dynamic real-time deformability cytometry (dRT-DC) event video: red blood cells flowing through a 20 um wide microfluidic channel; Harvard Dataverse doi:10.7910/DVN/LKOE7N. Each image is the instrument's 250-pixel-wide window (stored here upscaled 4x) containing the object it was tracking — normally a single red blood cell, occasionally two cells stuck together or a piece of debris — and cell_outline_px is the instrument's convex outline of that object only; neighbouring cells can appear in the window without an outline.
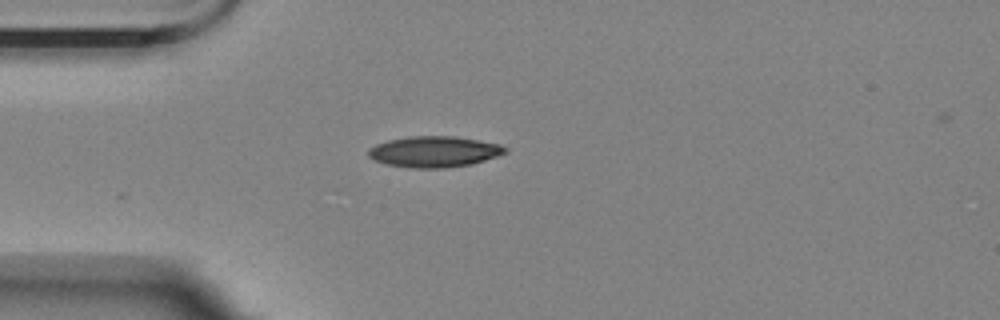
{"species": "Egyptian fruit bat (a non-hibernating species)", "species_latin": "Rousettus aegyptiacus", "temperature_condition": "room temperature", "stored_images_in_passage": 21, "camera_frame_rate_fps": 3000, "um_per_image_px": 0.085, "animal": {"sex": "female"}, "frame": {"image": 1, "passage_image": 1, "time_ms": 0.0, "image_size_px": [1000, 320], "cell_outline_px": [[508, 152], [472, 164], [444, 168], [412, 168], [388, 164], [376, 160], [368, 156], [368, 148], [376, 144], [388, 140], [408, 136], [452, 136], [500, 144], [508, 148]], "centroid_in_image_um": [36.9, 12.89], "position_along_channel_um": 48.1, "area_um2": 24.57}}
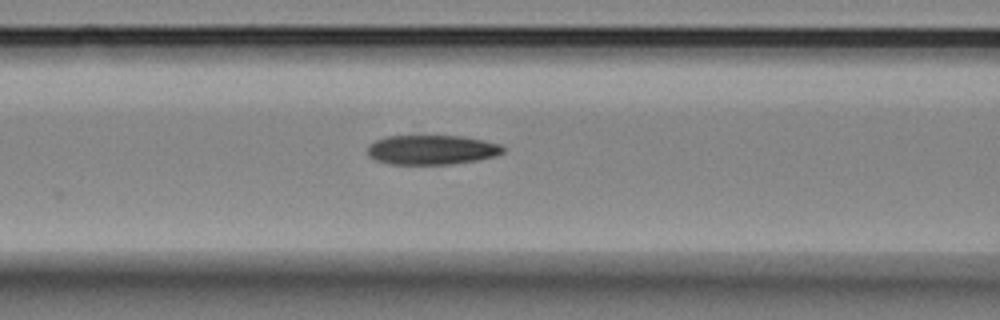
{"frame": {"image": 2, "passage_image": 9, "time_ms": 2.667, "image_size_px": [1000, 320], "cell_outline_px": [[504, 152], [496, 156], [476, 160], [448, 164], [392, 164], [376, 160], [368, 156], [368, 144], [376, 140], [388, 136], [460, 136], [484, 140], [500, 144], [504, 148]], "centroid_in_image_um": [36.7, 12.73], "position_along_channel_um": 129.9, "area_um2": 23.24}}
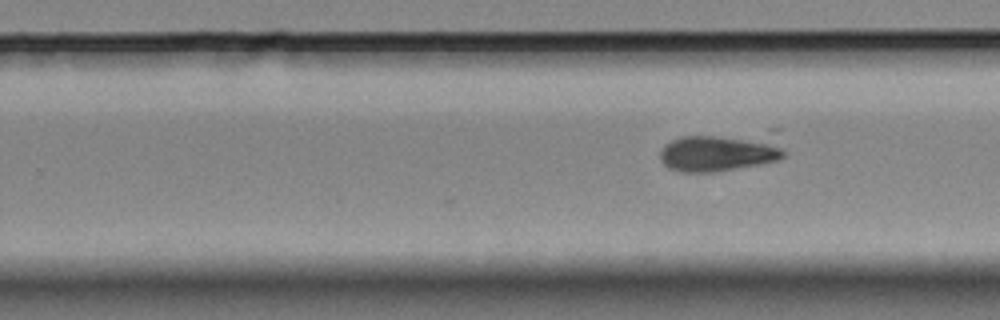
{"frame": {"image": 3, "passage_image": 21, "time_ms": 6.667, "image_size_px": [1000, 320], "cell_outline_px": [[784, 156], [776, 160], [760, 164], [712, 172], [680, 172], [668, 168], [660, 160], [660, 152], [664, 144], [680, 136], [768, 128], [780, 128], [784, 152]], "centroid_in_image_um": [61.43, 12.78], "position_along_channel_um": 268.4, "area_um2": 30.58}}